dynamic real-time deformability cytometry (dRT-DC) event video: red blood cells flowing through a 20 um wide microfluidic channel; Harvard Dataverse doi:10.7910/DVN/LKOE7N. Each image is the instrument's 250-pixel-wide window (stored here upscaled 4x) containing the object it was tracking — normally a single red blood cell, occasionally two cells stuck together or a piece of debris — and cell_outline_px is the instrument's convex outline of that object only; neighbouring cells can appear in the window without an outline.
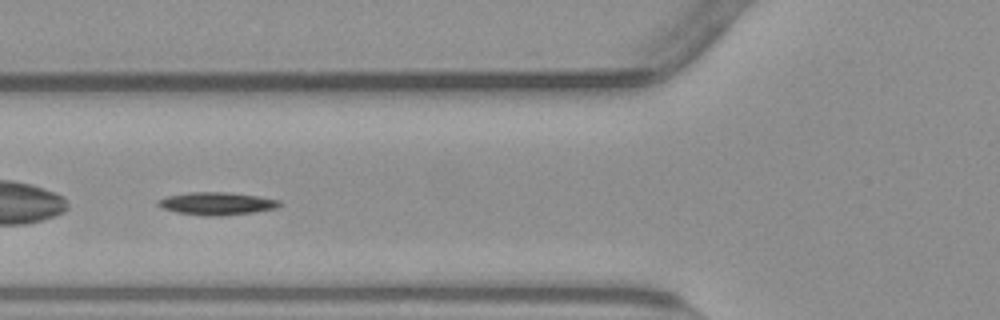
{"species": "common noctule bat (a hibernating species)", "species_latin": "Nyctalus noctula", "temperature_condition": "warm", "stored_images_in_passage": 50, "camera_frame_rate_fps": 3000, "um_per_image_px": 0.085, "animal": {"sex": "male", "body_mass_g": 23.1, "forearm_length_mm": 52.7}, "frame": {"image": 1, "passage_image": 16, "time_ms": 5.0, "image_size_px": [1000, 320], "cell_outline_px": [[284, 204], [276, 208], [256, 212], [220, 216], [204, 216], [176, 212], [164, 208], [156, 204], [156, 200], [168, 196], [188, 192], [228, 192], [260, 196], [280, 200]], "centroid_in_image_um": [18.46, 17.3], "position_along_channel_um": 107.3, "area_um2": 16.3}}
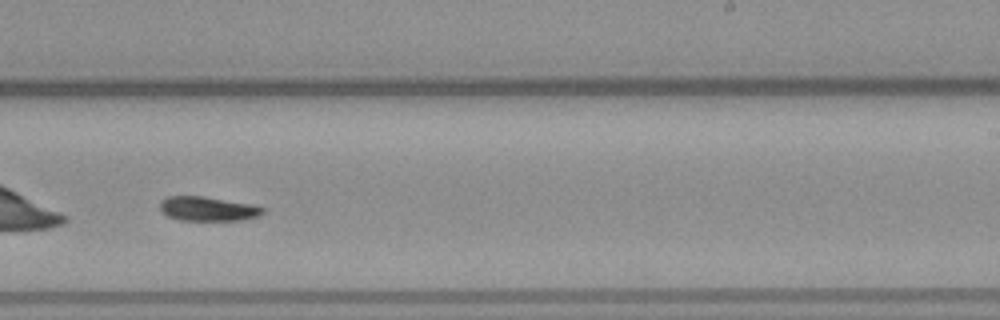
{"frame": {"image": 2, "passage_image": 29, "time_ms": 9.333, "image_size_px": [1000, 320], "cell_outline_px": [[264, 212], [256, 216], [244, 220], [180, 220], [168, 216], [160, 208], [160, 200], [168, 196], [200, 196], [252, 204], [264, 208]], "centroid_in_image_um": [17.65, 17.74], "position_along_channel_um": 271.4, "area_um2": 14.39}}
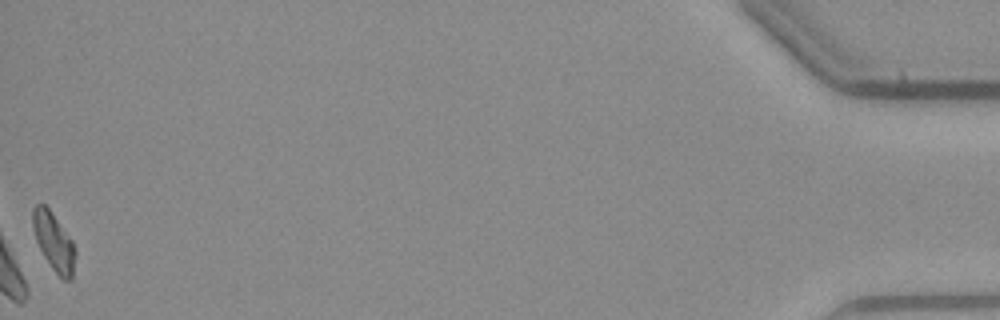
{"frame": {"image": 3, "passage_image": 50, "time_ms": 16.333, "image_size_px": [1000, 320], "cell_outline_px": [[76, 256], [72, 280], [64, 280], [52, 268], [44, 256], [36, 240], [32, 228], [32, 208], [36, 204], [44, 204], [48, 208], [72, 240], [76, 252]], "centroid_in_image_um": [4.57, 20.55], "position_along_channel_um": 430.6, "area_um2": 14.28}, "authors_computed_cell_mechanics": {"area_um2": 15.2592, "velocity_mm_per_s": 3.7822, "shape_relaxation_time_tau1_ms": 5.5743, "shape_relaxation_time_tau2_ms": null, "deformation_change_tau1": 0.1593, "deformation_change_tau2": null}}